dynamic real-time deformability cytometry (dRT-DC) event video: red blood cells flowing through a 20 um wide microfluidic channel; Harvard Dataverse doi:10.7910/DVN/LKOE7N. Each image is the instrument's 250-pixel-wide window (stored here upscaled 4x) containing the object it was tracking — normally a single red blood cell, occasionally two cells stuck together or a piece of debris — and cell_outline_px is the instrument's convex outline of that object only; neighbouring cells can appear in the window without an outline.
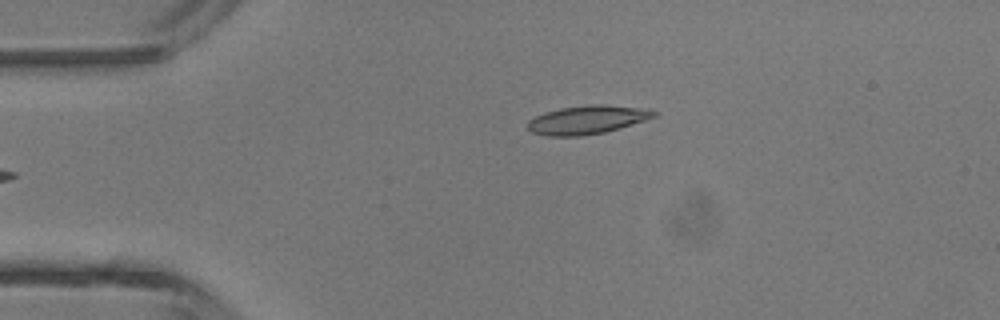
{"species": "common noctule bat (a hibernating species)", "species_latin": "Nyctalus noctula", "temperature_condition": "room temperature", "stored_images_in_passage": 4, "camera_frame_rate_fps": 3000, "um_per_image_px": 0.085, "animal": {"sex": "male", "body_mass_g": 13.3}, "frame": {"image": 1, "passage_image": 4, "time_ms": 4.333, "image_size_px": [1000, 320], "cell_outline_px": [[656, 116], [644, 120], [604, 132], [580, 136], [548, 136], [532, 132], [528, 128], [528, 120], [544, 112], [560, 108], [588, 104], [604, 104], [648, 108], [656, 112]], "centroid_in_image_um": [49.9, 10.16], "position_along_channel_um": 35.1, "area_um2": 20.92}}